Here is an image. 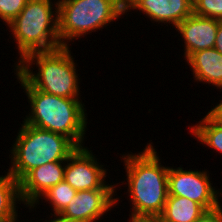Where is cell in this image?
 <instances>
[{
  "mask_svg": "<svg viewBox=\"0 0 222 222\" xmlns=\"http://www.w3.org/2000/svg\"><path fill=\"white\" fill-rule=\"evenodd\" d=\"M70 48L62 46L51 51L31 53L13 69L37 90L64 98H80L81 78L78 77V66ZM32 65L38 69L36 73Z\"/></svg>",
  "mask_w": 222,
  "mask_h": 222,
  "instance_id": "3",
  "label": "cell"
},
{
  "mask_svg": "<svg viewBox=\"0 0 222 222\" xmlns=\"http://www.w3.org/2000/svg\"><path fill=\"white\" fill-rule=\"evenodd\" d=\"M220 22L193 13L174 28L184 41V44H181L184 47V60L194 52L214 48Z\"/></svg>",
  "mask_w": 222,
  "mask_h": 222,
  "instance_id": "11",
  "label": "cell"
},
{
  "mask_svg": "<svg viewBox=\"0 0 222 222\" xmlns=\"http://www.w3.org/2000/svg\"><path fill=\"white\" fill-rule=\"evenodd\" d=\"M29 0H0V20L10 24L25 7Z\"/></svg>",
  "mask_w": 222,
  "mask_h": 222,
  "instance_id": "19",
  "label": "cell"
},
{
  "mask_svg": "<svg viewBox=\"0 0 222 222\" xmlns=\"http://www.w3.org/2000/svg\"><path fill=\"white\" fill-rule=\"evenodd\" d=\"M50 215L48 216L49 220L46 219L43 222H72V221H70L68 218L64 217L60 213H53V214L50 213Z\"/></svg>",
  "mask_w": 222,
  "mask_h": 222,
  "instance_id": "23",
  "label": "cell"
},
{
  "mask_svg": "<svg viewBox=\"0 0 222 222\" xmlns=\"http://www.w3.org/2000/svg\"><path fill=\"white\" fill-rule=\"evenodd\" d=\"M198 123L189 126L191 135L194 139L204 146L213 149L222 155V124L216 122L207 113Z\"/></svg>",
  "mask_w": 222,
  "mask_h": 222,
  "instance_id": "16",
  "label": "cell"
},
{
  "mask_svg": "<svg viewBox=\"0 0 222 222\" xmlns=\"http://www.w3.org/2000/svg\"><path fill=\"white\" fill-rule=\"evenodd\" d=\"M207 114L214 119L216 122L222 124V99L219 100V103L213 106L209 112L207 111Z\"/></svg>",
  "mask_w": 222,
  "mask_h": 222,
  "instance_id": "21",
  "label": "cell"
},
{
  "mask_svg": "<svg viewBox=\"0 0 222 222\" xmlns=\"http://www.w3.org/2000/svg\"><path fill=\"white\" fill-rule=\"evenodd\" d=\"M77 191L73 189L65 180L49 188L34 204L26 205L31 211L43 202L51 206L52 213H61L70 201L76 196ZM43 199V200H42ZM38 204V205H37Z\"/></svg>",
  "mask_w": 222,
  "mask_h": 222,
  "instance_id": "17",
  "label": "cell"
},
{
  "mask_svg": "<svg viewBox=\"0 0 222 222\" xmlns=\"http://www.w3.org/2000/svg\"><path fill=\"white\" fill-rule=\"evenodd\" d=\"M194 222H222V204L214 209L206 210Z\"/></svg>",
  "mask_w": 222,
  "mask_h": 222,
  "instance_id": "20",
  "label": "cell"
},
{
  "mask_svg": "<svg viewBox=\"0 0 222 222\" xmlns=\"http://www.w3.org/2000/svg\"><path fill=\"white\" fill-rule=\"evenodd\" d=\"M122 15H125L123 0H58L61 45L68 47L72 41L113 24Z\"/></svg>",
  "mask_w": 222,
  "mask_h": 222,
  "instance_id": "6",
  "label": "cell"
},
{
  "mask_svg": "<svg viewBox=\"0 0 222 222\" xmlns=\"http://www.w3.org/2000/svg\"><path fill=\"white\" fill-rule=\"evenodd\" d=\"M153 145L149 141L143 151L120 156L127 176V183H121L128 186L131 219H157L167 201L169 166L162 165Z\"/></svg>",
  "mask_w": 222,
  "mask_h": 222,
  "instance_id": "1",
  "label": "cell"
},
{
  "mask_svg": "<svg viewBox=\"0 0 222 222\" xmlns=\"http://www.w3.org/2000/svg\"><path fill=\"white\" fill-rule=\"evenodd\" d=\"M116 192L115 189L77 191L76 196L60 214L72 222H97L107 216L108 212L118 205V201L122 202Z\"/></svg>",
  "mask_w": 222,
  "mask_h": 222,
  "instance_id": "9",
  "label": "cell"
},
{
  "mask_svg": "<svg viewBox=\"0 0 222 222\" xmlns=\"http://www.w3.org/2000/svg\"><path fill=\"white\" fill-rule=\"evenodd\" d=\"M21 203L20 182L8 171L0 175V222H20L16 205Z\"/></svg>",
  "mask_w": 222,
  "mask_h": 222,
  "instance_id": "15",
  "label": "cell"
},
{
  "mask_svg": "<svg viewBox=\"0 0 222 222\" xmlns=\"http://www.w3.org/2000/svg\"><path fill=\"white\" fill-rule=\"evenodd\" d=\"M124 4L126 15L137 10L152 23L172 24V28L193 14V0H126Z\"/></svg>",
  "mask_w": 222,
  "mask_h": 222,
  "instance_id": "10",
  "label": "cell"
},
{
  "mask_svg": "<svg viewBox=\"0 0 222 222\" xmlns=\"http://www.w3.org/2000/svg\"><path fill=\"white\" fill-rule=\"evenodd\" d=\"M14 71L30 105V112L23 117L24 122L39 129L64 135L77 147H83L88 130V114L82 99L64 98L37 90L15 69Z\"/></svg>",
  "mask_w": 222,
  "mask_h": 222,
  "instance_id": "2",
  "label": "cell"
},
{
  "mask_svg": "<svg viewBox=\"0 0 222 222\" xmlns=\"http://www.w3.org/2000/svg\"><path fill=\"white\" fill-rule=\"evenodd\" d=\"M14 141L9 152L11 164L6 170L18 182L34 168L49 162L66 161L78 148L64 135L36 128L24 121Z\"/></svg>",
  "mask_w": 222,
  "mask_h": 222,
  "instance_id": "4",
  "label": "cell"
},
{
  "mask_svg": "<svg viewBox=\"0 0 222 222\" xmlns=\"http://www.w3.org/2000/svg\"><path fill=\"white\" fill-rule=\"evenodd\" d=\"M129 222H158L156 219H127Z\"/></svg>",
  "mask_w": 222,
  "mask_h": 222,
  "instance_id": "24",
  "label": "cell"
},
{
  "mask_svg": "<svg viewBox=\"0 0 222 222\" xmlns=\"http://www.w3.org/2000/svg\"><path fill=\"white\" fill-rule=\"evenodd\" d=\"M66 161H54L31 170L20 181L23 204H34L49 188L64 180Z\"/></svg>",
  "mask_w": 222,
  "mask_h": 222,
  "instance_id": "12",
  "label": "cell"
},
{
  "mask_svg": "<svg viewBox=\"0 0 222 222\" xmlns=\"http://www.w3.org/2000/svg\"><path fill=\"white\" fill-rule=\"evenodd\" d=\"M88 147H78L66 160L64 180L76 191L116 189L119 183H108L105 165ZM106 180V181H105Z\"/></svg>",
  "mask_w": 222,
  "mask_h": 222,
  "instance_id": "8",
  "label": "cell"
},
{
  "mask_svg": "<svg viewBox=\"0 0 222 222\" xmlns=\"http://www.w3.org/2000/svg\"><path fill=\"white\" fill-rule=\"evenodd\" d=\"M214 48L222 54V21L218 24Z\"/></svg>",
  "mask_w": 222,
  "mask_h": 222,
  "instance_id": "22",
  "label": "cell"
},
{
  "mask_svg": "<svg viewBox=\"0 0 222 222\" xmlns=\"http://www.w3.org/2000/svg\"><path fill=\"white\" fill-rule=\"evenodd\" d=\"M193 13L222 21V0H193Z\"/></svg>",
  "mask_w": 222,
  "mask_h": 222,
  "instance_id": "18",
  "label": "cell"
},
{
  "mask_svg": "<svg viewBox=\"0 0 222 222\" xmlns=\"http://www.w3.org/2000/svg\"><path fill=\"white\" fill-rule=\"evenodd\" d=\"M186 63L193 72L194 82L206 83L222 91V54L218 50L210 48L194 52Z\"/></svg>",
  "mask_w": 222,
  "mask_h": 222,
  "instance_id": "13",
  "label": "cell"
},
{
  "mask_svg": "<svg viewBox=\"0 0 222 222\" xmlns=\"http://www.w3.org/2000/svg\"><path fill=\"white\" fill-rule=\"evenodd\" d=\"M206 210L197 202L180 196H168L158 222H194Z\"/></svg>",
  "mask_w": 222,
  "mask_h": 222,
  "instance_id": "14",
  "label": "cell"
},
{
  "mask_svg": "<svg viewBox=\"0 0 222 222\" xmlns=\"http://www.w3.org/2000/svg\"><path fill=\"white\" fill-rule=\"evenodd\" d=\"M183 169L181 165L178 168L169 167L168 196L188 198L200 204L205 210L214 209L222 203V190H218L211 183L208 170Z\"/></svg>",
  "mask_w": 222,
  "mask_h": 222,
  "instance_id": "7",
  "label": "cell"
},
{
  "mask_svg": "<svg viewBox=\"0 0 222 222\" xmlns=\"http://www.w3.org/2000/svg\"><path fill=\"white\" fill-rule=\"evenodd\" d=\"M7 27L19 53L15 66L31 53L62 47L58 33V0H29Z\"/></svg>",
  "mask_w": 222,
  "mask_h": 222,
  "instance_id": "5",
  "label": "cell"
}]
</instances>
